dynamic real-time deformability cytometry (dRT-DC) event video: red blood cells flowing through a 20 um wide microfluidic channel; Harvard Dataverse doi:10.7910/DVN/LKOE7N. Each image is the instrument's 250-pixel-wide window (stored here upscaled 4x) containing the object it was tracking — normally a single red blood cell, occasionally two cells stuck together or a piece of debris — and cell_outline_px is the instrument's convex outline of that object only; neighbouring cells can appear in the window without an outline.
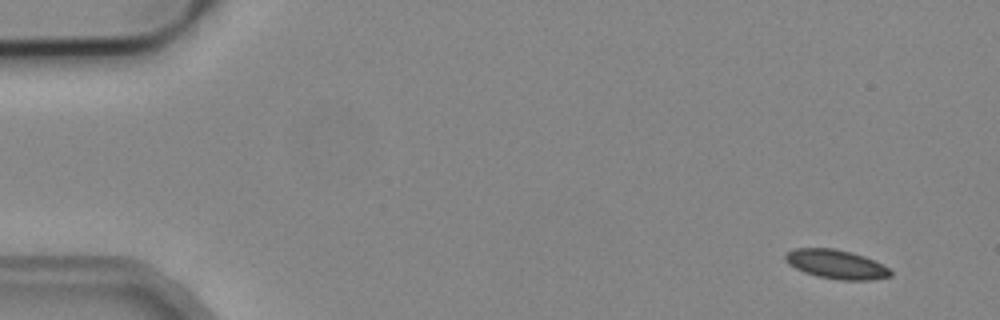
{"species": "common noctule bat (a hibernating species)", "species_latin": "Nyctalus noctula", "temperature_condition": "cold", "stored_images_in_passage": 5, "camera_frame_rate_fps": 3000, "um_per_image_px": 0.085, "animal": {"sex": "male", "body_mass_g": 19.2, "forearm_length_mm": 51.8}, "frame": {"image": 1, "passage_image": 1, "time_ms": 0.0, "image_size_px": [1000, 320], "cell_outline_px": [[892, 276], [872, 280], [840, 280], [816, 276], [804, 272], [788, 264], [784, 260], [784, 256], [788, 252], [796, 248], [832, 248], [852, 252], [864, 256], [888, 268], [892, 272]], "centroid_in_image_um": [71.06, 22.47], "position_along_channel_um": 13.9, "area_um2": 17.74}}
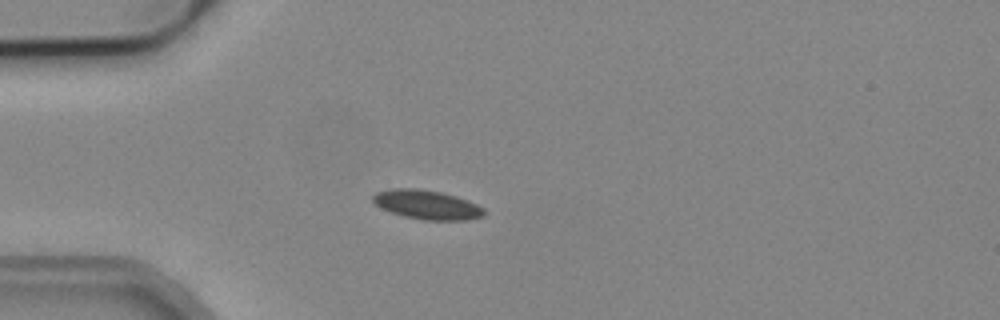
{"frame": {"image": 2, "passage_image": 4, "time_ms": 1.0, "image_size_px": [1000, 320], "cell_outline_px": [[484, 216], [468, 220], [424, 220], [404, 216], [392, 212], [376, 204], [372, 200], [372, 196], [376, 192], [392, 188], [416, 188], [440, 192], [456, 196], [468, 200], [484, 208]], "centroid_in_image_um": [36.31, 17.39], "position_along_channel_um": 48.7, "area_um2": 18.79}}